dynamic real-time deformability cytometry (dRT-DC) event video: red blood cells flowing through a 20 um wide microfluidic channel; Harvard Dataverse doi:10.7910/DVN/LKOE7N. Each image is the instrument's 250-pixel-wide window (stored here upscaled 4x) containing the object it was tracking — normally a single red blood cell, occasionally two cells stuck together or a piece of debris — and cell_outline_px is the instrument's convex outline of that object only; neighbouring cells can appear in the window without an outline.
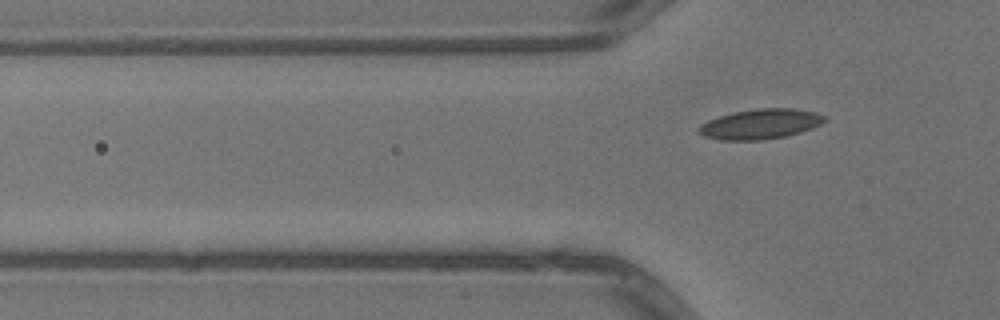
{"species": "common noctule bat (a hibernating species)", "species_latin": "Nyctalus noctula", "temperature_condition": "warm", "stored_images_in_passage": 6, "camera_frame_rate_fps": 3000, "um_per_image_px": 0.085, "animal": {"sex": "male", "body_mass_g": 13.3}, "frame": {"image": 1, "passage_image": 6, "time_ms": 1.667, "image_size_px": [1000, 320], "cell_outline_px": [[828, 120], [812, 128], [800, 132], [784, 136], [760, 140], [720, 140], [704, 136], [696, 128], [700, 124], [708, 120], [732, 112], [760, 108], [792, 108], [816, 112], [828, 116]], "centroid_in_image_um": [64.66, 10.53], "position_along_channel_um": 61.1, "area_um2": 22.08}}